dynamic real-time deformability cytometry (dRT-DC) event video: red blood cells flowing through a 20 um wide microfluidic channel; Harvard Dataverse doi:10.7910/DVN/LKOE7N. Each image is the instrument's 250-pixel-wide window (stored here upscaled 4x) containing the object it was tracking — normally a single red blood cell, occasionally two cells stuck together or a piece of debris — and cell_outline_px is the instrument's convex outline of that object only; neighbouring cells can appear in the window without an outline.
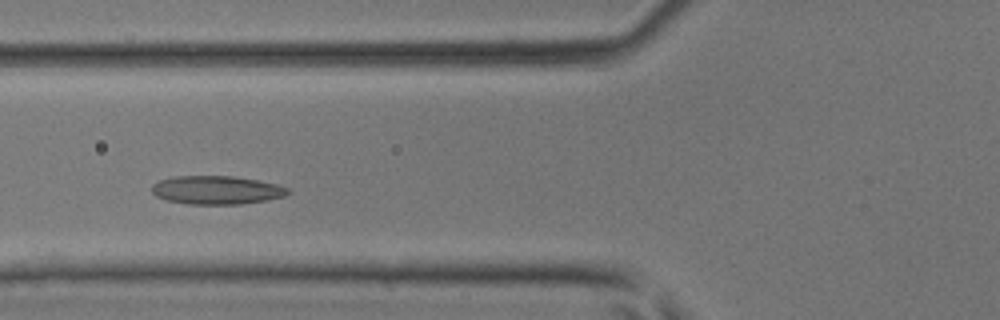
{"species": "common noctule bat (a hibernating species)", "species_latin": "Nyctalus noctula", "temperature_condition": "room temperature", "stored_images_in_passage": 37, "camera_frame_rate_fps": 3000, "um_per_image_px": 0.085, "animal": {"sex": "male", "body_mass_g": 17.9, "forearm_length_mm": 54.2}, "frame": {"image": 1, "passage_image": 10, "time_ms": 3.0, "image_size_px": [1000, 320], "cell_outline_px": [[292, 192], [284, 196], [268, 200], [240, 204], [188, 204], [168, 200], [156, 196], [152, 192], [152, 184], [160, 180], [172, 176], [232, 176], [256, 180], [276, 184], [288, 188]], "centroid_in_image_um": [18.41, 16.15], "position_along_channel_um": 107.4, "area_um2": 22.54}}
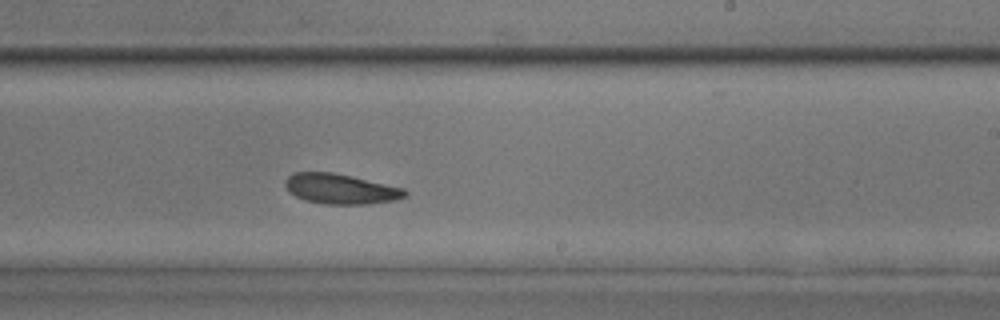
{"frame": {"image": 2, "passage_image": 20, "time_ms": 6.333, "image_size_px": [1000, 320], "cell_outline_px": [[408, 196], [396, 200], [368, 204], [324, 204], [304, 200], [296, 196], [284, 184], [284, 180], [292, 172], [332, 172], [352, 176], [404, 188], [408, 192]], "centroid_in_image_um": [28.98, 16.05], "position_along_channel_um": 260.0, "area_um2": 21.1}}
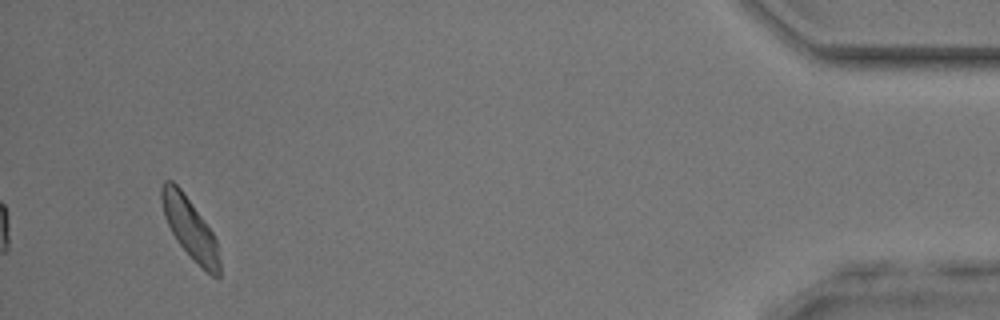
{"frame": {"image": 3, "passage_image": 35, "time_ms": 11.333, "image_size_px": [1000, 320], "cell_outline_px": [[220, 276], [212, 276], [176, 240], [164, 216], [160, 200], [160, 188], [164, 180], [172, 180], [180, 188], [212, 232], [216, 240], [220, 264]], "centroid_in_image_um": [16.11, 19.33], "position_along_channel_um": 419.1, "area_um2": 19.83}}